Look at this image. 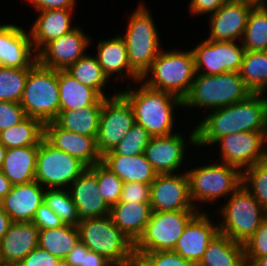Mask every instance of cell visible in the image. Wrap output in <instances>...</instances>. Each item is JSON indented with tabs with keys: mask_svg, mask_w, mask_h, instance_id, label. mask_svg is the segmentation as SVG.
Returning <instances> with one entry per match:
<instances>
[{
	"mask_svg": "<svg viewBox=\"0 0 267 266\" xmlns=\"http://www.w3.org/2000/svg\"><path fill=\"white\" fill-rule=\"evenodd\" d=\"M39 243V229L31 221L12 222L0 240V266H17Z\"/></svg>",
	"mask_w": 267,
	"mask_h": 266,
	"instance_id": "7402d4cb",
	"label": "cell"
},
{
	"mask_svg": "<svg viewBox=\"0 0 267 266\" xmlns=\"http://www.w3.org/2000/svg\"><path fill=\"white\" fill-rule=\"evenodd\" d=\"M96 47V55L94 56L110 80L112 78L113 81V77L117 81L120 79L122 83H125V80L128 82L129 79L130 81L133 80V83L140 80L141 77L129 64L126 43L120 33L110 39L98 40Z\"/></svg>",
	"mask_w": 267,
	"mask_h": 266,
	"instance_id": "cb8c5ba5",
	"label": "cell"
},
{
	"mask_svg": "<svg viewBox=\"0 0 267 266\" xmlns=\"http://www.w3.org/2000/svg\"><path fill=\"white\" fill-rule=\"evenodd\" d=\"M242 186L253 195L267 212V159L242 171Z\"/></svg>",
	"mask_w": 267,
	"mask_h": 266,
	"instance_id": "ab89813d",
	"label": "cell"
},
{
	"mask_svg": "<svg viewBox=\"0 0 267 266\" xmlns=\"http://www.w3.org/2000/svg\"><path fill=\"white\" fill-rule=\"evenodd\" d=\"M38 62L28 29L0 24V67L31 69Z\"/></svg>",
	"mask_w": 267,
	"mask_h": 266,
	"instance_id": "ac0fdd59",
	"label": "cell"
},
{
	"mask_svg": "<svg viewBox=\"0 0 267 266\" xmlns=\"http://www.w3.org/2000/svg\"><path fill=\"white\" fill-rule=\"evenodd\" d=\"M102 163L124 183L151 184L157 176L145 154L124 156L112 151L102 156Z\"/></svg>",
	"mask_w": 267,
	"mask_h": 266,
	"instance_id": "4316f807",
	"label": "cell"
},
{
	"mask_svg": "<svg viewBox=\"0 0 267 266\" xmlns=\"http://www.w3.org/2000/svg\"><path fill=\"white\" fill-rule=\"evenodd\" d=\"M152 211H198L190 197L186 169L181 173L157 174L150 184Z\"/></svg>",
	"mask_w": 267,
	"mask_h": 266,
	"instance_id": "2e32d148",
	"label": "cell"
},
{
	"mask_svg": "<svg viewBox=\"0 0 267 266\" xmlns=\"http://www.w3.org/2000/svg\"><path fill=\"white\" fill-rule=\"evenodd\" d=\"M39 146L8 148L0 170L12 185L35 180Z\"/></svg>",
	"mask_w": 267,
	"mask_h": 266,
	"instance_id": "f546056e",
	"label": "cell"
},
{
	"mask_svg": "<svg viewBox=\"0 0 267 266\" xmlns=\"http://www.w3.org/2000/svg\"><path fill=\"white\" fill-rule=\"evenodd\" d=\"M263 5H264V6L266 7V9H267V0H264Z\"/></svg>",
	"mask_w": 267,
	"mask_h": 266,
	"instance_id": "94428289",
	"label": "cell"
},
{
	"mask_svg": "<svg viewBox=\"0 0 267 266\" xmlns=\"http://www.w3.org/2000/svg\"><path fill=\"white\" fill-rule=\"evenodd\" d=\"M244 253L246 266L255 258L267 256V216L244 243Z\"/></svg>",
	"mask_w": 267,
	"mask_h": 266,
	"instance_id": "ee69618b",
	"label": "cell"
},
{
	"mask_svg": "<svg viewBox=\"0 0 267 266\" xmlns=\"http://www.w3.org/2000/svg\"><path fill=\"white\" fill-rule=\"evenodd\" d=\"M195 75L192 50L162 49L140 81L150 88L171 93L183 100Z\"/></svg>",
	"mask_w": 267,
	"mask_h": 266,
	"instance_id": "3957f363",
	"label": "cell"
},
{
	"mask_svg": "<svg viewBox=\"0 0 267 266\" xmlns=\"http://www.w3.org/2000/svg\"><path fill=\"white\" fill-rule=\"evenodd\" d=\"M44 202L64 224L72 226L79 224L77 207L68 189H46Z\"/></svg>",
	"mask_w": 267,
	"mask_h": 266,
	"instance_id": "74e56055",
	"label": "cell"
},
{
	"mask_svg": "<svg viewBox=\"0 0 267 266\" xmlns=\"http://www.w3.org/2000/svg\"><path fill=\"white\" fill-rule=\"evenodd\" d=\"M126 34H120L128 51L131 68L142 77L162 50L158 28L153 15L142 2L128 18Z\"/></svg>",
	"mask_w": 267,
	"mask_h": 266,
	"instance_id": "52a82bcc",
	"label": "cell"
},
{
	"mask_svg": "<svg viewBox=\"0 0 267 266\" xmlns=\"http://www.w3.org/2000/svg\"><path fill=\"white\" fill-rule=\"evenodd\" d=\"M77 207L78 219L110 215V207L100 194L95 174L87 168L68 188Z\"/></svg>",
	"mask_w": 267,
	"mask_h": 266,
	"instance_id": "603a6c76",
	"label": "cell"
},
{
	"mask_svg": "<svg viewBox=\"0 0 267 266\" xmlns=\"http://www.w3.org/2000/svg\"><path fill=\"white\" fill-rule=\"evenodd\" d=\"M97 177L100 194L111 208L120 201L124 182L102 162L88 167Z\"/></svg>",
	"mask_w": 267,
	"mask_h": 266,
	"instance_id": "60d3db41",
	"label": "cell"
},
{
	"mask_svg": "<svg viewBox=\"0 0 267 266\" xmlns=\"http://www.w3.org/2000/svg\"><path fill=\"white\" fill-rule=\"evenodd\" d=\"M66 71L71 74L80 83L95 89L103 98L116 95L117 88L112 91L114 94L109 95L107 91L110 79L104 73L96 57L86 53L76 63L69 66ZM108 84V85H107Z\"/></svg>",
	"mask_w": 267,
	"mask_h": 266,
	"instance_id": "836d02e7",
	"label": "cell"
},
{
	"mask_svg": "<svg viewBox=\"0 0 267 266\" xmlns=\"http://www.w3.org/2000/svg\"><path fill=\"white\" fill-rule=\"evenodd\" d=\"M135 266H197L175 251L135 253Z\"/></svg>",
	"mask_w": 267,
	"mask_h": 266,
	"instance_id": "7bdbcfd3",
	"label": "cell"
},
{
	"mask_svg": "<svg viewBox=\"0 0 267 266\" xmlns=\"http://www.w3.org/2000/svg\"><path fill=\"white\" fill-rule=\"evenodd\" d=\"M211 216L210 213L199 212L187 224L173 251L197 265L208 243L219 232L218 224H216L218 220L217 218L213 220Z\"/></svg>",
	"mask_w": 267,
	"mask_h": 266,
	"instance_id": "ffe728a7",
	"label": "cell"
},
{
	"mask_svg": "<svg viewBox=\"0 0 267 266\" xmlns=\"http://www.w3.org/2000/svg\"><path fill=\"white\" fill-rule=\"evenodd\" d=\"M19 103L26 116L38 119L43 124L54 121L60 111L58 70L46 68L37 62L29 70Z\"/></svg>",
	"mask_w": 267,
	"mask_h": 266,
	"instance_id": "9c48e42d",
	"label": "cell"
},
{
	"mask_svg": "<svg viewBox=\"0 0 267 266\" xmlns=\"http://www.w3.org/2000/svg\"><path fill=\"white\" fill-rule=\"evenodd\" d=\"M192 49L196 73L218 75L239 72L245 49L241 41L204 39Z\"/></svg>",
	"mask_w": 267,
	"mask_h": 266,
	"instance_id": "5bb4252c",
	"label": "cell"
},
{
	"mask_svg": "<svg viewBox=\"0 0 267 266\" xmlns=\"http://www.w3.org/2000/svg\"><path fill=\"white\" fill-rule=\"evenodd\" d=\"M75 10L53 9L39 11L29 28L30 37L38 53L47 43L72 31Z\"/></svg>",
	"mask_w": 267,
	"mask_h": 266,
	"instance_id": "484cf974",
	"label": "cell"
},
{
	"mask_svg": "<svg viewBox=\"0 0 267 266\" xmlns=\"http://www.w3.org/2000/svg\"><path fill=\"white\" fill-rule=\"evenodd\" d=\"M227 0H190L188 11L193 16H203L216 12Z\"/></svg>",
	"mask_w": 267,
	"mask_h": 266,
	"instance_id": "681fc988",
	"label": "cell"
},
{
	"mask_svg": "<svg viewBox=\"0 0 267 266\" xmlns=\"http://www.w3.org/2000/svg\"><path fill=\"white\" fill-rule=\"evenodd\" d=\"M126 84V89L119 92L132 105L135 122L152 137L174 134V111L177 107L182 109V99L171 93L150 88L140 80L136 82L139 84L136 87L131 88V83Z\"/></svg>",
	"mask_w": 267,
	"mask_h": 266,
	"instance_id": "7a4b0ae2",
	"label": "cell"
},
{
	"mask_svg": "<svg viewBox=\"0 0 267 266\" xmlns=\"http://www.w3.org/2000/svg\"><path fill=\"white\" fill-rule=\"evenodd\" d=\"M44 138L55 148L78 158L87 167L102 162L96 137L65 130L52 121L44 124Z\"/></svg>",
	"mask_w": 267,
	"mask_h": 266,
	"instance_id": "44dd1931",
	"label": "cell"
},
{
	"mask_svg": "<svg viewBox=\"0 0 267 266\" xmlns=\"http://www.w3.org/2000/svg\"><path fill=\"white\" fill-rule=\"evenodd\" d=\"M226 200L217 209L221 216L217 217L219 233L244 244L259 228L267 212L242 185Z\"/></svg>",
	"mask_w": 267,
	"mask_h": 266,
	"instance_id": "ba28073f",
	"label": "cell"
},
{
	"mask_svg": "<svg viewBox=\"0 0 267 266\" xmlns=\"http://www.w3.org/2000/svg\"><path fill=\"white\" fill-rule=\"evenodd\" d=\"M199 166V167H198ZM186 170L189 179L190 197L199 212L201 204L219 202V198L228 199L242 185V171L223 162H210Z\"/></svg>",
	"mask_w": 267,
	"mask_h": 266,
	"instance_id": "8992f818",
	"label": "cell"
},
{
	"mask_svg": "<svg viewBox=\"0 0 267 266\" xmlns=\"http://www.w3.org/2000/svg\"><path fill=\"white\" fill-rule=\"evenodd\" d=\"M80 241L114 266H135L134 243L114 224L110 215L84 219L77 225Z\"/></svg>",
	"mask_w": 267,
	"mask_h": 266,
	"instance_id": "5b68a950",
	"label": "cell"
},
{
	"mask_svg": "<svg viewBox=\"0 0 267 266\" xmlns=\"http://www.w3.org/2000/svg\"><path fill=\"white\" fill-rule=\"evenodd\" d=\"M262 95L266 96L265 93H267V86L260 92Z\"/></svg>",
	"mask_w": 267,
	"mask_h": 266,
	"instance_id": "91938a15",
	"label": "cell"
},
{
	"mask_svg": "<svg viewBox=\"0 0 267 266\" xmlns=\"http://www.w3.org/2000/svg\"><path fill=\"white\" fill-rule=\"evenodd\" d=\"M88 167L45 138L38 147L35 180L45 189H68Z\"/></svg>",
	"mask_w": 267,
	"mask_h": 266,
	"instance_id": "30bf717a",
	"label": "cell"
},
{
	"mask_svg": "<svg viewBox=\"0 0 267 266\" xmlns=\"http://www.w3.org/2000/svg\"><path fill=\"white\" fill-rule=\"evenodd\" d=\"M25 117L20 103L0 101V132L17 125Z\"/></svg>",
	"mask_w": 267,
	"mask_h": 266,
	"instance_id": "f6af8a7d",
	"label": "cell"
},
{
	"mask_svg": "<svg viewBox=\"0 0 267 266\" xmlns=\"http://www.w3.org/2000/svg\"><path fill=\"white\" fill-rule=\"evenodd\" d=\"M12 187L11 182L4 176L0 170V201L10 192Z\"/></svg>",
	"mask_w": 267,
	"mask_h": 266,
	"instance_id": "11a10c76",
	"label": "cell"
},
{
	"mask_svg": "<svg viewBox=\"0 0 267 266\" xmlns=\"http://www.w3.org/2000/svg\"><path fill=\"white\" fill-rule=\"evenodd\" d=\"M197 266H246L244 244L218 232Z\"/></svg>",
	"mask_w": 267,
	"mask_h": 266,
	"instance_id": "4dcf8cb0",
	"label": "cell"
},
{
	"mask_svg": "<svg viewBox=\"0 0 267 266\" xmlns=\"http://www.w3.org/2000/svg\"><path fill=\"white\" fill-rule=\"evenodd\" d=\"M134 124L132 105L119 90L116 95L104 98L96 137L100 155L112 151Z\"/></svg>",
	"mask_w": 267,
	"mask_h": 266,
	"instance_id": "7c38bea8",
	"label": "cell"
},
{
	"mask_svg": "<svg viewBox=\"0 0 267 266\" xmlns=\"http://www.w3.org/2000/svg\"><path fill=\"white\" fill-rule=\"evenodd\" d=\"M12 223L8 214L3 210L2 205L0 203V240L8 231L10 224Z\"/></svg>",
	"mask_w": 267,
	"mask_h": 266,
	"instance_id": "db71d44e",
	"label": "cell"
},
{
	"mask_svg": "<svg viewBox=\"0 0 267 266\" xmlns=\"http://www.w3.org/2000/svg\"><path fill=\"white\" fill-rule=\"evenodd\" d=\"M39 230L53 229L64 225L61 219L43 202L31 221Z\"/></svg>",
	"mask_w": 267,
	"mask_h": 266,
	"instance_id": "7dc6e473",
	"label": "cell"
},
{
	"mask_svg": "<svg viewBox=\"0 0 267 266\" xmlns=\"http://www.w3.org/2000/svg\"><path fill=\"white\" fill-rule=\"evenodd\" d=\"M82 27H76L63 36L47 43L38 52V63L46 68L66 70L83 57L92 39Z\"/></svg>",
	"mask_w": 267,
	"mask_h": 266,
	"instance_id": "e0dca14e",
	"label": "cell"
},
{
	"mask_svg": "<svg viewBox=\"0 0 267 266\" xmlns=\"http://www.w3.org/2000/svg\"><path fill=\"white\" fill-rule=\"evenodd\" d=\"M88 250L89 249L79 241L63 260V266H81L83 252H87Z\"/></svg>",
	"mask_w": 267,
	"mask_h": 266,
	"instance_id": "816d5d0a",
	"label": "cell"
},
{
	"mask_svg": "<svg viewBox=\"0 0 267 266\" xmlns=\"http://www.w3.org/2000/svg\"><path fill=\"white\" fill-rule=\"evenodd\" d=\"M44 138V124L26 116L17 125L0 132V143L6 148L39 146Z\"/></svg>",
	"mask_w": 267,
	"mask_h": 266,
	"instance_id": "e575fe53",
	"label": "cell"
},
{
	"mask_svg": "<svg viewBox=\"0 0 267 266\" xmlns=\"http://www.w3.org/2000/svg\"><path fill=\"white\" fill-rule=\"evenodd\" d=\"M101 109L102 104H94L80 110L59 111L54 122L65 130L97 137Z\"/></svg>",
	"mask_w": 267,
	"mask_h": 266,
	"instance_id": "1f68e13d",
	"label": "cell"
},
{
	"mask_svg": "<svg viewBox=\"0 0 267 266\" xmlns=\"http://www.w3.org/2000/svg\"><path fill=\"white\" fill-rule=\"evenodd\" d=\"M35 8L34 11L39 12L43 10L53 9H68L74 10L76 7V0H25Z\"/></svg>",
	"mask_w": 267,
	"mask_h": 266,
	"instance_id": "f907efd6",
	"label": "cell"
},
{
	"mask_svg": "<svg viewBox=\"0 0 267 266\" xmlns=\"http://www.w3.org/2000/svg\"><path fill=\"white\" fill-rule=\"evenodd\" d=\"M232 1H245L248 3H252L253 5H263L264 0H232Z\"/></svg>",
	"mask_w": 267,
	"mask_h": 266,
	"instance_id": "680465c9",
	"label": "cell"
},
{
	"mask_svg": "<svg viewBox=\"0 0 267 266\" xmlns=\"http://www.w3.org/2000/svg\"><path fill=\"white\" fill-rule=\"evenodd\" d=\"M152 136L141 125L135 124L126 136L114 147L112 152L124 156L143 154Z\"/></svg>",
	"mask_w": 267,
	"mask_h": 266,
	"instance_id": "b9f144b4",
	"label": "cell"
},
{
	"mask_svg": "<svg viewBox=\"0 0 267 266\" xmlns=\"http://www.w3.org/2000/svg\"><path fill=\"white\" fill-rule=\"evenodd\" d=\"M120 202L150 203V184L137 182L124 183Z\"/></svg>",
	"mask_w": 267,
	"mask_h": 266,
	"instance_id": "bcb514c9",
	"label": "cell"
},
{
	"mask_svg": "<svg viewBox=\"0 0 267 266\" xmlns=\"http://www.w3.org/2000/svg\"><path fill=\"white\" fill-rule=\"evenodd\" d=\"M247 266H267V256L255 258Z\"/></svg>",
	"mask_w": 267,
	"mask_h": 266,
	"instance_id": "9f6ffc18",
	"label": "cell"
},
{
	"mask_svg": "<svg viewBox=\"0 0 267 266\" xmlns=\"http://www.w3.org/2000/svg\"><path fill=\"white\" fill-rule=\"evenodd\" d=\"M199 211H152L143 234L134 243L135 253L171 251L187 224Z\"/></svg>",
	"mask_w": 267,
	"mask_h": 266,
	"instance_id": "8fae6325",
	"label": "cell"
},
{
	"mask_svg": "<svg viewBox=\"0 0 267 266\" xmlns=\"http://www.w3.org/2000/svg\"><path fill=\"white\" fill-rule=\"evenodd\" d=\"M196 127V147H213L221 137L245 131H267V96L251 93L226 107L211 110Z\"/></svg>",
	"mask_w": 267,
	"mask_h": 266,
	"instance_id": "6da1fadb",
	"label": "cell"
},
{
	"mask_svg": "<svg viewBox=\"0 0 267 266\" xmlns=\"http://www.w3.org/2000/svg\"><path fill=\"white\" fill-rule=\"evenodd\" d=\"M58 87L60 111L103 104L104 98L95 89L80 83L66 70H58Z\"/></svg>",
	"mask_w": 267,
	"mask_h": 266,
	"instance_id": "f1b7e54d",
	"label": "cell"
},
{
	"mask_svg": "<svg viewBox=\"0 0 267 266\" xmlns=\"http://www.w3.org/2000/svg\"><path fill=\"white\" fill-rule=\"evenodd\" d=\"M29 70L0 67V101L20 102Z\"/></svg>",
	"mask_w": 267,
	"mask_h": 266,
	"instance_id": "f35d334b",
	"label": "cell"
},
{
	"mask_svg": "<svg viewBox=\"0 0 267 266\" xmlns=\"http://www.w3.org/2000/svg\"><path fill=\"white\" fill-rule=\"evenodd\" d=\"M254 6L245 1L227 0L216 12L208 16L210 32L206 39L241 41Z\"/></svg>",
	"mask_w": 267,
	"mask_h": 266,
	"instance_id": "d6986e66",
	"label": "cell"
},
{
	"mask_svg": "<svg viewBox=\"0 0 267 266\" xmlns=\"http://www.w3.org/2000/svg\"><path fill=\"white\" fill-rule=\"evenodd\" d=\"M240 76L251 93L267 86V51H245Z\"/></svg>",
	"mask_w": 267,
	"mask_h": 266,
	"instance_id": "d590c367",
	"label": "cell"
},
{
	"mask_svg": "<svg viewBox=\"0 0 267 266\" xmlns=\"http://www.w3.org/2000/svg\"><path fill=\"white\" fill-rule=\"evenodd\" d=\"M81 266H114L110 261H108L104 256L98 253L88 250L83 252V259Z\"/></svg>",
	"mask_w": 267,
	"mask_h": 266,
	"instance_id": "f5cc1de1",
	"label": "cell"
},
{
	"mask_svg": "<svg viewBox=\"0 0 267 266\" xmlns=\"http://www.w3.org/2000/svg\"><path fill=\"white\" fill-rule=\"evenodd\" d=\"M193 128L190 135H187L188 139L179 131L150 139L144 154L157 174L179 173L177 170L183 168L188 143L190 147L192 145L196 147V127Z\"/></svg>",
	"mask_w": 267,
	"mask_h": 266,
	"instance_id": "9a60e30c",
	"label": "cell"
},
{
	"mask_svg": "<svg viewBox=\"0 0 267 266\" xmlns=\"http://www.w3.org/2000/svg\"><path fill=\"white\" fill-rule=\"evenodd\" d=\"M241 43L245 51H267V9L264 5L251 9Z\"/></svg>",
	"mask_w": 267,
	"mask_h": 266,
	"instance_id": "8d00e7d4",
	"label": "cell"
},
{
	"mask_svg": "<svg viewBox=\"0 0 267 266\" xmlns=\"http://www.w3.org/2000/svg\"><path fill=\"white\" fill-rule=\"evenodd\" d=\"M250 94L239 72L218 75L196 73L182 103L185 109L198 107V110L204 108L210 111L237 103Z\"/></svg>",
	"mask_w": 267,
	"mask_h": 266,
	"instance_id": "277c9868",
	"label": "cell"
},
{
	"mask_svg": "<svg viewBox=\"0 0 267 266\" xmlns=\"http://www.w3.org/2000/svg\"><path fill=\"white\" fill-rule=\"evenodd\" d=\"M17 266H63V262L38 246Z\"/></svg>",
	"mask_w": 267,
	"mask_h": 266,
	"instance_id": "c3c4849f",
	"label": "cell"
},
{
	"mask_svg": "<svg viewBox=\"0 0 267 266\" xmlns=\"http://www.w3.org/2000/svg\"><path fill=\"white\" fill-rule=\"evenodd\" d=\"M45 190L36 180L12 185L10 192L0 203L12 222H29L44 202Z\"/></svg>",
	"mask_w": 267,
	"mask_h": 266,
	"instance_id": "d4e9b609",
	"label": "cell"
},
{
	"mask_svg": "<svg viewBox=\"0 0 267 266\" xmlns=\"http://www.w3.org/2000/svg\"><path fill=\"white\" fill-rule=\"evenodd\" d=\"M79 241L77 226L64 224L58 228L39 230L38 246L62 262Z\"/></svg>",
	"mask_w": 267,
	"mask_h": 266,
	"instance_id": "d6a6232c",
	"label": "cell"
},
{
	"mask_svg": "<svg viewBox=\"0 0 267 266\" xmlns=\"http://www.w3.org/2000/svg\"><path fill=\"white\" fill-rule=\"evenodd\" d=\"M215 145L220 146V162L241 171L267 159V131L230 133L219 138Z\"/></svg>",
	"mask_w": 267,
	"mask_h": 266,
	"instance_id": "4fadbf2b",
	"label": "cell"
},
{
	"mask_svg": "<svg viewBox=\"0 0 267 266\" xmlns=\"http://www.w3.org/2000/svg\"><path fill=\"white\" fill-rule=\"evenodd\" d=\"M151 214L150 203H125L119 201L110 208V216L114 224L133 243L143 234Z\"/></svg>",
	"mask_w": 267,
	"mask_h": 266,
	"instance_id": "83f0119b",
	"label": "cell"
},
{
	"mask_svg": "<svg viewBox=\"0 0 267 266\" xmlns=\"http://www.w3.org/2000/svg\"><path fill=\"white\" fill-rule=\"evenodd\" d=\"M6 150L7 149L0 143V168H1L2 164H3Z\"/></svg>",
	"mask_w": 267,
	"mask_h": 266,
	"instance_id": "6f0895ef",
	"label": "cell"
}]
</instances>
